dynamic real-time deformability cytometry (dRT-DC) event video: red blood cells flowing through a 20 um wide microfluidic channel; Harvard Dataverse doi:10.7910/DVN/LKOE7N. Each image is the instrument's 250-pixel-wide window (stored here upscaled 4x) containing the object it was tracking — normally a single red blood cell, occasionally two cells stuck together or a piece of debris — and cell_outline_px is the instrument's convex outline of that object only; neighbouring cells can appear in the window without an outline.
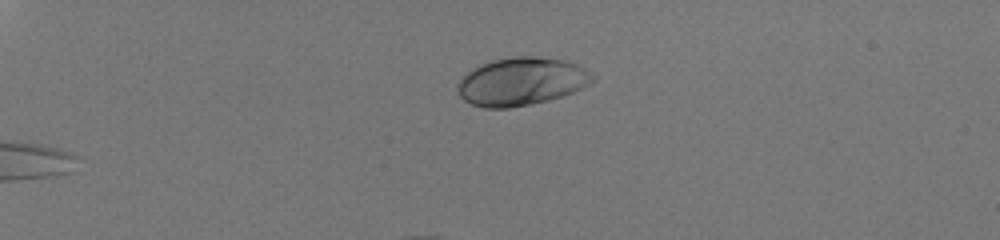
{"species": "human", "species_latin": "Homo sapiens", "temperature_condition": "room temperature", "stored_images_in_passage": 34, "camera_frame_rate_fps": 3000, "um_per_image_px": 0.085, "donor": {"sex": "male"}, "frame": {"image": 1, "passage_image": 1, "time_ms": 0.0, "image_size_px": [1000, 240], "cell_outline_px": [[596, 76], [588, 84], [572, 92], [548, 100], [508, 108], [484, 108], [472, 104], [464, 100], [460, 96], [456, 88], [456, 84], [460, 76], [472, 68], [488, 60], [516, 56], [532, 56], [564, 60], [576, 64], [584, 68]], "centroid_in_image_um": [44.24, 6.91], "position_along_channel_um": 40.8, "area_um2": 37.8}, "authors_computed_cell_mechanics": {"area_um2": 38.5526, "velocity_mm_per_s": 4.0157, "shape_relaxation_time_tau1_ms": 2.1598, "shape_relaxation_time_tau2_ms": null, "deformation_change_tau1": 0.1629, "deformation_change_tau2": null}}